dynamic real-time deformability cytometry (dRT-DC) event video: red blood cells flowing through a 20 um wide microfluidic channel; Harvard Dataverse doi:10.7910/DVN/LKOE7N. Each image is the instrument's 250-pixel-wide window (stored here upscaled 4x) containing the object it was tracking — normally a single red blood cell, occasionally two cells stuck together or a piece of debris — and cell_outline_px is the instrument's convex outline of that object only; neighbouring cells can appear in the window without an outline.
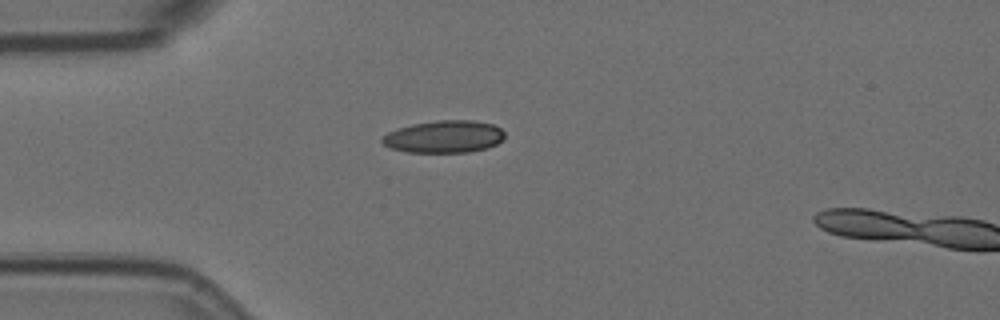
{"species": "Egyptian fruit bat (a non-hibernating species)", "species_latin": "Rousettus aegyptiacus", "temperature_condition": "room temperature", "stored_images_in_passage": 2, "camera_frame_rate_fps": 3000, "um_per_image_px": 0.085, "animal": {"sex": "female"}, "frame": {"image": 1, "passage_image": 1, "time_ms": 0.0, "image_size_px": [1000, 320], "cell_outline_px": [[504, 140], [488, 148], [468, 152], [408, 152], [388, 148], [380, 140], [380, 136], [388, 132], [412, 124], [436, 120], [472, 120], [492, 124], [500, 128], [504, 132]], "centroid_in_image_um": [37.74, 11.62], "position_along_channel_um": 47.3, "area_um2": 23.24}}